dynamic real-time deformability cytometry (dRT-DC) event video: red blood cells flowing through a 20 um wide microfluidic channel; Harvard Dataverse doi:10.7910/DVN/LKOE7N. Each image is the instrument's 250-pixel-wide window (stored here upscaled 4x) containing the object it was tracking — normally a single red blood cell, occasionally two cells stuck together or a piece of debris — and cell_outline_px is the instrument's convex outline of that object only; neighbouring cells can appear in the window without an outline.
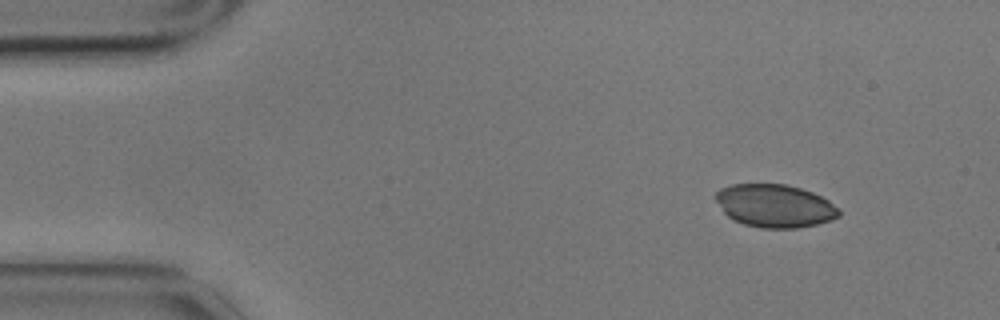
{"species": "common noctule bat (a hibernating species)", "species_latin": "Nyctalus noctula", "temperature_condition": "cold", "stored_images_in_passage": 6, "camera_frame_rate_fps": 3000, "um_per_image_px": 0.085, "animal": {"sex": "male", "body_mass_g": 17.9}, "frame": {"image": 1, "passage_image": 1, "time_ms": 0.0, "image_size_px": [1000, 320], "cell_outline_px": [[840, 216], [832, 220], [816, 224], [796, 228], [760, 228], [744, 224], [732, 220], [724, 212], [716, 200], [716, 192], [720, 188], [732, 184], [788, 184], [812, 192], [828, 200], [840, 208]], "centroid_in_image_um": [65.87, 17.5], "position_along_channel_um": 19.1, "area_um2": 30.98}}